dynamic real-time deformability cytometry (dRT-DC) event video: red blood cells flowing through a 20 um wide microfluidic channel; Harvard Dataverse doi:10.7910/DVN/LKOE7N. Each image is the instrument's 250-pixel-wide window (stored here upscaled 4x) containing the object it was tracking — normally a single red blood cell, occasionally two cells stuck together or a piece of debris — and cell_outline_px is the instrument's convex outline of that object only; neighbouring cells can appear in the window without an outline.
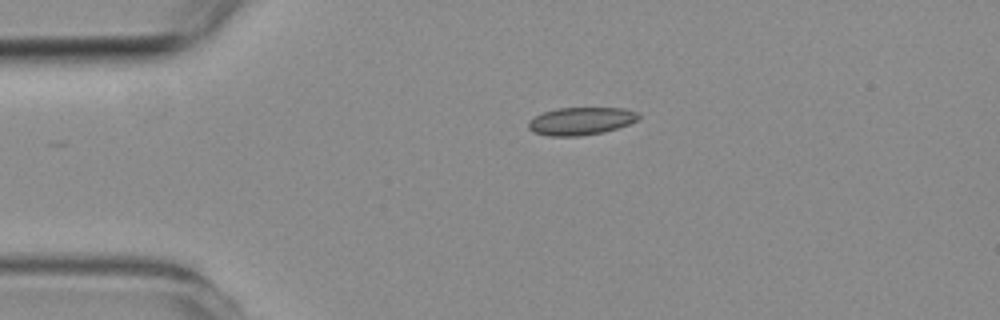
{"species": "common noctule bat (a hibernating species)", "species_latin": "Nyctalus noctula", "temperature_condition": "room temperature", "stored_images_in_passage": 2, "camera_frame_rate_fps": 3000, "um_per_image_px": 0.085, "animal": {"sex": "female", "body_mass_g": 19.3, "forearm_length_mm": 54.1}, "frame": {"image": 1, "passage_image": 1, "time_ms": 0.0, "image_size_px": [1000, 320], "cell_outline_px": [[640, 116], [636, 120], [628, 124], [604, 132], [580, 136], [548, 136], [532, 132], [528, 128], [528, 120], [544, 112], [556, 108], [624, 108], [636, 112]], "centroid_in_image_um": [49.33, 10.3], "position_along_channel_um": 35.7, "area_um2": 17.74}}